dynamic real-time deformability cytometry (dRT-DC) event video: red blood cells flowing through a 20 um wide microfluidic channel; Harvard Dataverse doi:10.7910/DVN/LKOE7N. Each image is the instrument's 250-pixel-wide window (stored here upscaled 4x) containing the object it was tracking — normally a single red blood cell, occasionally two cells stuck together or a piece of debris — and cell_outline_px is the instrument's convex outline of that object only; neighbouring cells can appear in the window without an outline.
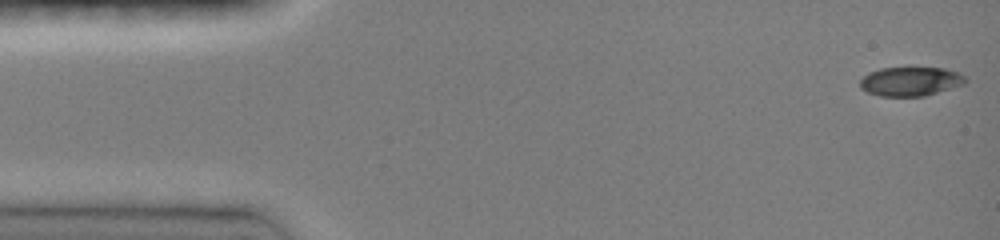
{"species": "common noctule bat (a hibernating species)", "species_latin": "Nyctalus noctula", "temperature_condition": "room temperature", "stored_images_in_passage": 13, "camera_frame_rate_fps": 3000, "um_per_image_px": 0.085, "animal": {"sex": "female", "body_mass_g": 19.0, "forearm_length_mm": 51.5}, "frame": {"image": 1, "passage_image": 1, "time_ms": 0.0, "image_size_px": [1000, 240], "cell_outline_px": [[968, 80], [964, 84], [924, 96], [880, 96], [868, 92], [860, 88], [860, 80], [868, 72], [880, 68], [944, 68], [960, 72]], "centroid_in_image_um": [77.39, 6.91], "position_along_channel_um": 7.6, "area_um2": 17.86}}
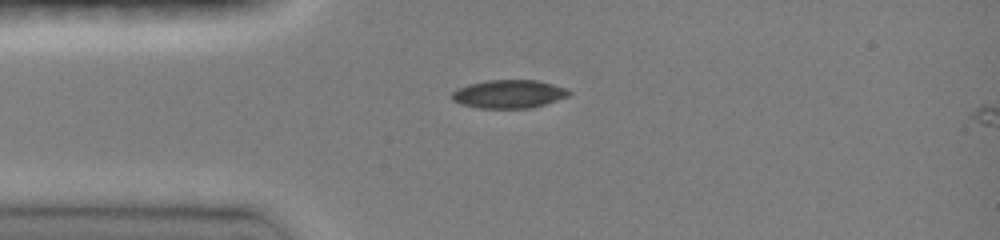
{"frame": {"image": 2, "passage_image": 11, "time_ms": 3.333, "image_size_px": [1000, 240], "cell_outline_px": [[572, 92], [568, 96], [532, 108], [480, 108], [460, 104], [452, 100], [452, 92], [456, 88], [468, 84], [488, 80], [536, 80], [568, 88]], "centroid_in_image_um": [43.24, 7.99], "position_along_channel_um": 41.8, "area_um2": 19.36}}